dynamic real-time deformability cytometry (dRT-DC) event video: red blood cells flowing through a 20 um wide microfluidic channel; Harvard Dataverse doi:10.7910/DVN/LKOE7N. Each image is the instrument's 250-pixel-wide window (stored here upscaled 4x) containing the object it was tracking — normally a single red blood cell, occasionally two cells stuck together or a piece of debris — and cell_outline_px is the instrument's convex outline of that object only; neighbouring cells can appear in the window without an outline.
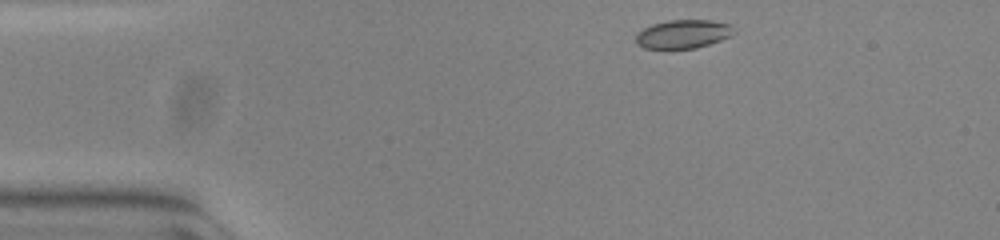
{"species": "common noctule bat (a hibernating species)", "species_latin": "Nyctalus noctula", "temperature_condition": "warm", "stored_images_in_passage": 46, "camera_frame_rate_fps": 3000, "um_per_image_px": 0.085, "animal": {"sex": "female", "body_mass_g": 23.0, "forearm_length_mm": 53.4}, "frame": {"image": 1, "passage_image": 1, "time_ms": 0.0, "image_size_px": [1000, 240], "cell_outline_px": [[736, 32], [732, 36], [696, 48], [644, 48], [636, 44], [636, 36], [644, 28], [652, 24], [668, 20], [712, 20], [732, 24]], "centroid_in_image_um": [58.12, 2.88], "position_along_channel_um": 26.9, "area_um2": 16.36}}
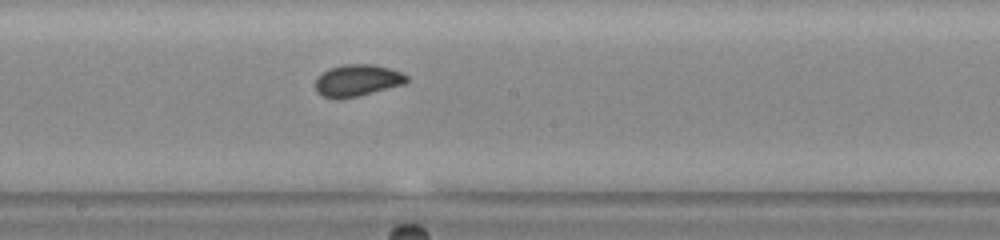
{"frame": {"image": 2, "passage_image": 21, "time_ms": 6.667, "image_size_px": [1000, 240], "cell_outline_px": [[408, 80], [404, 84], [356, 96], [324, 96], [316, 92], [316, 76], [328, 68], [344, 64], [372, 64], [388, 68], [400, 72], [408, 76]], "centroid_in_image_um": [30.37, 6.79], "position_along_channel_um": 217.8, "area_um2": 16.42}}
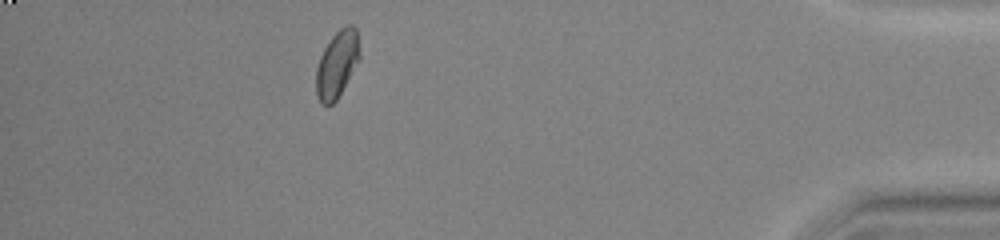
{"frame": {"image": 3, "passage_image": 40, "time_ms": 13.0, "image_size_px": [1000, 240], "cell_outline_px": [[360, 60], [336, 100], [332, 104], [320, 104], [316, 96], [316, 68], [320, 56], [324, 48], [332, 36], [344, 24], [352, 24], [356, 28], [360, 52]], "centroid_in_image_um": [28.65, 5.44], "position_along_channel_um": 406.6, "area_um2": 17.11}, "authors_computed_cell_mechanics": {"area_um2": 16.8487, "velocity_mm_per_s": 3.8215, "shape_relaxation_time_tau1_ms": null, "shape_relaxation_time_tau2_ms": 1.0658, "deformation_change_tau1": null, "deformation_change_tau2": 0.0419}}